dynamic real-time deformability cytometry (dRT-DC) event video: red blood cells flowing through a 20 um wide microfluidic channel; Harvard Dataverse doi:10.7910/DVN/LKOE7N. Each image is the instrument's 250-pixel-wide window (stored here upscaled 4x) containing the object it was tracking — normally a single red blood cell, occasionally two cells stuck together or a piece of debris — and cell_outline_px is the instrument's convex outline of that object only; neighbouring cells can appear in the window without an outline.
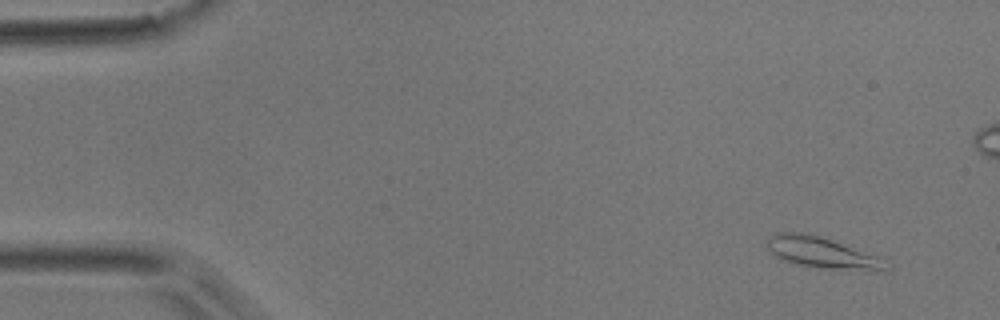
{"species": "common noctule bat (a hibernating species)", "species_latin": "Nyctalus noctula", "temperature_condition": "room temperature", "stored_images_in_passage": 2, "camera_frame_rate_fps": 3000, "um_per_image_px": 0.085, "animal": {"sex": "male", "body_mass_g": 17.9}, "frame": {"image": 1, "passage_image": 2, "time_ms": 0.333, "image_size_px": [1000, 320], "cell_outline_px": [[892, 268], [880, 272], [808, 268], [784, 260], [776, 256], [768, 248], [768, 240], [776, 232], [796, 232], [820, 236], [876, 256], [892, 264]], "centroid_in_image_um": [69.96, 21.54], "position_along_channel_um": 15.0, "area_um2": 21.79}}